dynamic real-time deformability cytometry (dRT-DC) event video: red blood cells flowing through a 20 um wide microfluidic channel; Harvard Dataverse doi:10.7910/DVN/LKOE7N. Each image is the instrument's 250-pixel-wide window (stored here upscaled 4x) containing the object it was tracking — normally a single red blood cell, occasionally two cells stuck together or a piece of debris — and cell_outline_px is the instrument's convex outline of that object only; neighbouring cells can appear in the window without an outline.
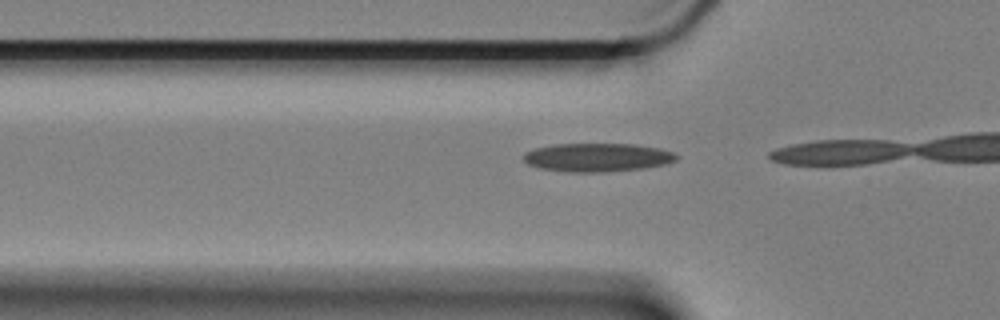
{"species": "Egyptian fruit bat (a non-hibernating species)", "species_latin": "Rousettus aegyptiacus", "temperature_condition": "cold", "stored_images_in_passage": 3, "camera_frame_rate_fps": 3000, "um_per_image_px": 0.085, "animal": {"sex": "female"}, "frame": {"image": 1, "passage_image": 2, "time_ms": 0.333, "image_size_px": [1000, 320], "cell_outline_px": [[680, 156], [676, 160], [664, 164], [644, 168], [604, 172], [568, 172], [540, 168], [528, 164], [524, 160], [524, 152], [532, 148], [552, 144], [636, 144], [660, 148], [676, 152]], "centroid_in_image_um": [50.79, 13.37], "position_along_channel_um": 75.0, "area_um2": 25.66}}